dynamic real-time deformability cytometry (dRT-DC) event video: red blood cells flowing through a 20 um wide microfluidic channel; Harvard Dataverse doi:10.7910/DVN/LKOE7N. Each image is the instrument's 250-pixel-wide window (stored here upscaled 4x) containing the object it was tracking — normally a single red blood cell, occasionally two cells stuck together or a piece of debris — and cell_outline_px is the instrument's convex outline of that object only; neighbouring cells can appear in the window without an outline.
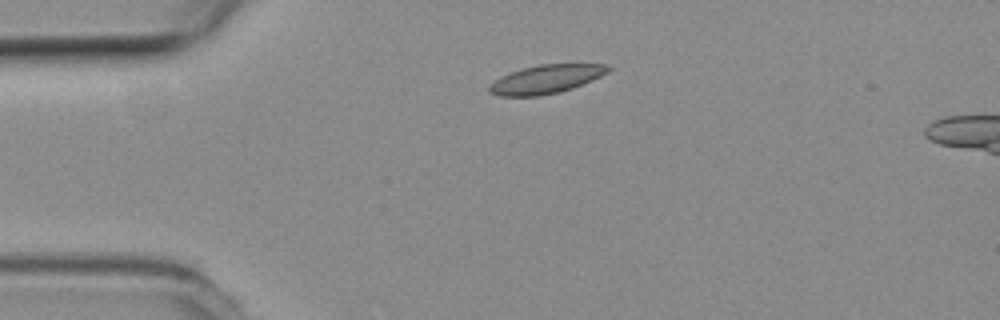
{"species": "common noctule bat (a hibernating species)", "species_latin": "Nyctalus noctula", "temperature_condition": "room temperature", "stored_images_in_passage": 3, "camera_frame_rate_fps": 3000, "um_per_image_px": 0.085, "animal": {"sex": "female", "body_mass_g": 19.3, "forearm_length_mm": 54.1}, "frame": {"image": 1, "passage_image": 1, "time_ms": 0.0, "image_size_px": [1000, 320], "cell_outline_px": [[612, 68], [608, 72], [592, 80], [572, 88], [560, 92], [540, 96], [500, 96], [488, 92], [488, 88], [500, 76], [520, 68], [540, 64], [608, 64]], "centroid_in_image_um": [46.41, 6.73], "position_along_channel_um": 38.6, "area_um2": 19.83}}